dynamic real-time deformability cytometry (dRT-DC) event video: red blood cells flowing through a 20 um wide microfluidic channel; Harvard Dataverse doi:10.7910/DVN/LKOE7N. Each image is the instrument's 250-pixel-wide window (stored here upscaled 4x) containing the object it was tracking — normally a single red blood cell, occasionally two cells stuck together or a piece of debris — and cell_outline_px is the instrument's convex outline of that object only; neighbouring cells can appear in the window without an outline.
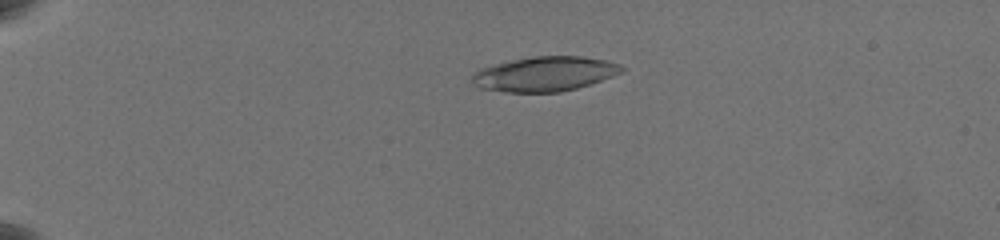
{"species": "common noctule bat (a hibernating species)", "species_latin": "Nyctalus noctula", "temperature_condition": "warm", "stored_images_in_passage": 53, "camera_frame_rate_fps": 3000, "um_per_image_px": 0.085, "animal": {"sex": "female", "body_mass_g": 19.5, "forearm_length_mm": 54.1}, "frame": {"image": 1, "passage_image": 10, "time_ms": 2.0, "image_size_px": [1000, 240], "cell_outline_px": [[628, 68], [624, 72], [576, 88], [560, 92], [504, 92], [480, 88], [472, 84], [472, 76], [480, 68], [496, 64], [536, 56], [580, 56], [604, 60], [620, 64]], "centroid_in_image_um": [46.32, 6.29], "position_along_channel_um": 38.7, "area_um2": 30.0}}
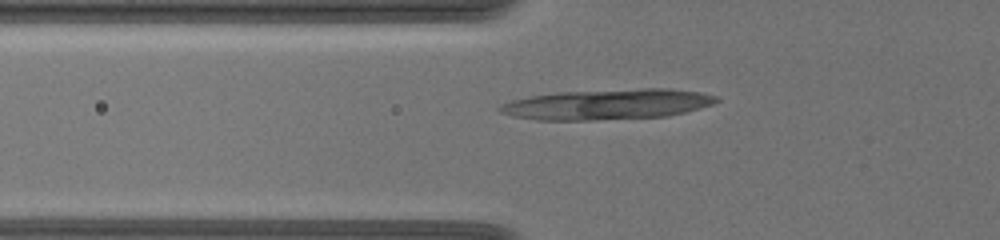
{"frame": {"image": 2, "passage_image": 23, "time_ms": 5.0, "image_size_px": [1000, 240], "cell_outline_px": [[720, 100], [712, 104], [700, 108], [668, 116], [596, 120], [536, 120], [516, 116], [500, 112], [496, 108], [500, 104], [512, 100], [532, 96], [560, 92], [644, 88], [668, 88], [700, 92], [716, 96]], "centroid_in_image_um": [51.64, 8.87], "position_along_channel_um": 74.2, "area_um2": 38.32}}
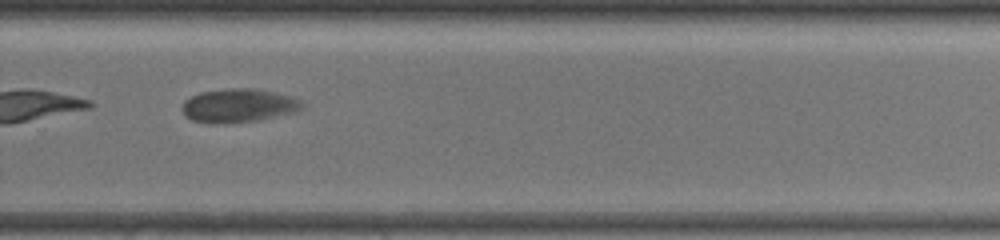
{"frame": {"image": 3, "passage_image": 42, "time_ms": 12.0, "image_size_px": [1000, 240], "cell_outline_px": [[304, 108], [300, 112], [260, 120], [232, 124], [212, 124], [192, 120], [184, 116], [180, 108], [184, 100], [200, 92], [236, 88], [248, 88], [272, 92], [288, 96], [300, 100], [304, 104]], "centroid_in_image_um": [20.27, 9.01], "position_along_channel_um": 309.5, "area_um2": 23.93}, "authors_computed_cell_mechanics": {"area_um2": 29.9982, "velocity_mm_per_s": 3.4742, "shape_relaxation_time_tau1_ms": 1.6771, "shape_relaxation_time_tau2_ms": 1.1136, "deformation_change_tau1": 0.251, "deformation_change_tau2": 0.0543}}